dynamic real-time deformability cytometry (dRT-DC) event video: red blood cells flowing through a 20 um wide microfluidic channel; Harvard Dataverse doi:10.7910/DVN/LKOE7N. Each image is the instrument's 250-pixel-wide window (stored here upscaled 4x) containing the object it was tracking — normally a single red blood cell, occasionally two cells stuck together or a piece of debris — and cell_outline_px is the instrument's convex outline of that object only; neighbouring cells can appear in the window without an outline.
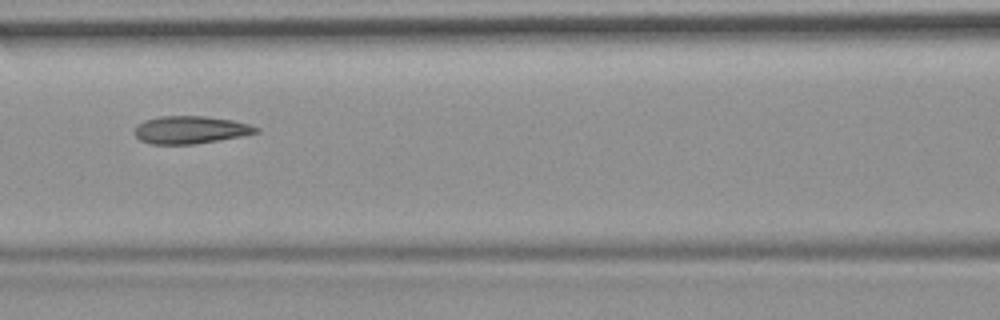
{"species": "common noctule bat (a hibernating species)", "species_latin": "Nyctalus noctula", "temperature_condition": "room temperature", "stored_images_in_passage": 13, "camera_frame_rate_fps": 3000, "um_per_image_px": 0.085, "animal": {"sex": "female", "body_mass_g": 19.9}, "frame": {"image": 1, "passage_image": 6, "time_ms": 1.667, "image_size_px": [1000, 320], "cell_outline_px": [[260, 132], [240, 136], [196, 144], [148, 144], [140, 140], [136, 136], [136, 124], [144, 120], [160, 116], [204, 116], [232, 120], [248, 124], [260, 128]], "centroid_in_image_um": [16.17, 11.03], "position_along_channel_um": 150.4, "area_um2": 19.54}}